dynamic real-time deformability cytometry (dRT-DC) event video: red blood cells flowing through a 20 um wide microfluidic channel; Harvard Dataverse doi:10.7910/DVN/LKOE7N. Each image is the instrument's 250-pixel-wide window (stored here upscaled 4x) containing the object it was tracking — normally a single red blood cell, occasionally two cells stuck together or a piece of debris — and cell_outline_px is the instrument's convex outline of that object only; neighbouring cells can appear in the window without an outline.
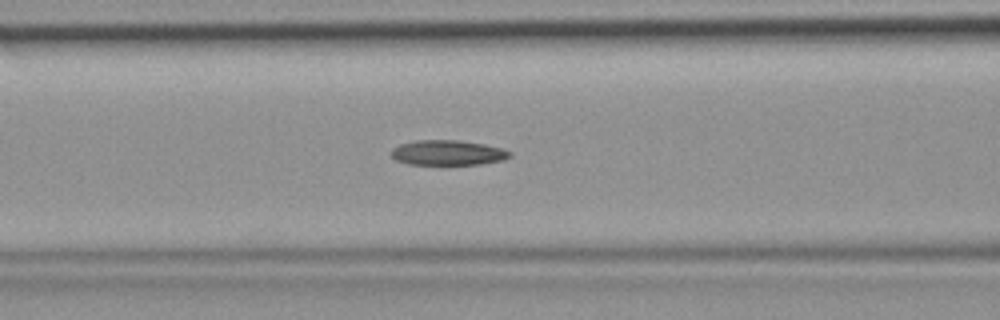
{"species": "common noctule bat (a hibernating species)", "species_latin": "Nyctalus noctula", "temperature_condition": "room temperature", "stored_images_in_passage": 45, "camera_frame_rate_fps": 3000, "um_per_image_px": 0.085, "animal": {"sex": "female", "body_mass_g": 19.9}, "frame": {"image": 1, "passage_image": 18, "time_ms": 5.667, "image_size_px": [1000, 320], "cell_outline_px": [[512, 156], [504, 160], [480, 164], [408, 164], [396, 160], [392, 156], [392, 148], [400, 144], [416, 140], [460, 140], [484, 144], [504, 148], [512, 152]], "centroid_in_image_um": [38.11, 12.97], "position_along_channel_um": 128.5, "area_um2": 17.4}}
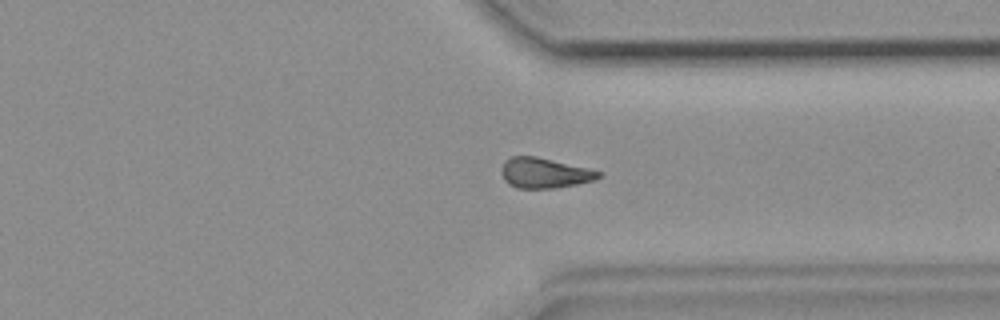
{"frame": {"image": 2, "passage_image": 34, "time_ms": 11.0, "image_size_px": [1000, 320], "cell_outline_px": [[604, 176], [592, 180], [576, 184], [556, 188], [516, 188], [508, 184], [504, 180], [500, 168], [504, 160], [512, 156], [536, 156], [588, 168], [600, 172]], "centroid_in_image_um": [46.24, 14.7], "position_along_channel_um": 365.2, "area_um2": 17.17}}
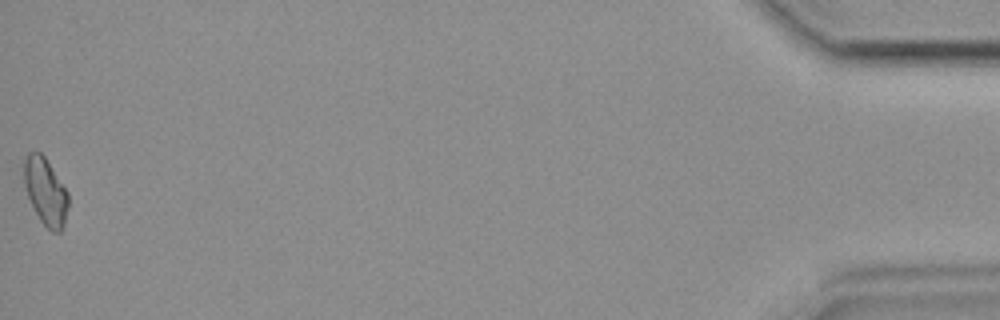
{"frame": {"image": 3, "passage_image": 45, "time_ms": 14.667, "image_size_px": [1000, 320], "cell_outline_px": [[68, 208], [64, 224], [60, 232], [52, 232], [40, 220], [28, 196], [24, 184], [24, 160], [28, 152], [40, 152], [44, 156], [68, 192]], "centroid_in_image_um": [3.88, 16.28], "position_along_channel_um": 431.3, "area_um2": 17.05}}